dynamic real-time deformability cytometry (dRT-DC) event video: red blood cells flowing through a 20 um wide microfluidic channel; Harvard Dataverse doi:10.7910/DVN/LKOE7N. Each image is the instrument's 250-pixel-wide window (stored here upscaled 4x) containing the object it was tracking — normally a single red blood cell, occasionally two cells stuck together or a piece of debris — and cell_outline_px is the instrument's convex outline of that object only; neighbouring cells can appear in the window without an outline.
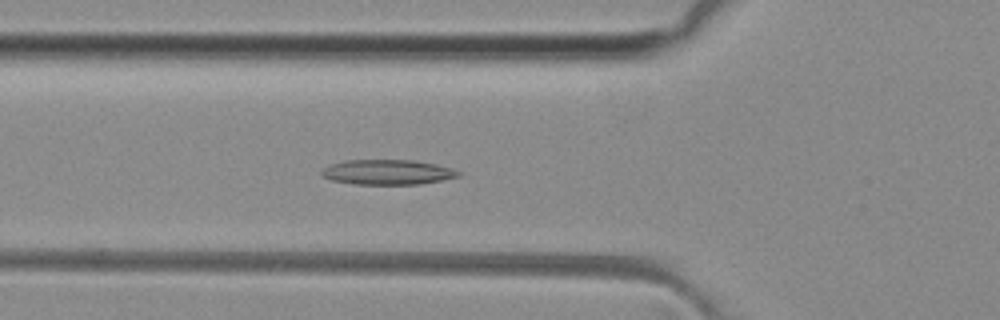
{"species": "common noctule bat (a hibernating species)", "species_latin": "Nyctalus noctula", "temperature_condition": "room temperature", "stored_images_in_passage": 50, "camera_frame_rate_fps": 3000, "um_per_image_px": 0.085, "animal": {"sex": "female", "body_mass_g": 29.2, "forearm_length_mm": 56.3}, "frame": {"image": 1, "passage_image": 17, "time_ms": 5.333, "image_size_px": [1000, 320], "cell_outline_px": [[464, 172], [460, 176], [420, 184], [352, 184], [332, 180], [324, 176], [320, 172], [320, 168], [344, 160], [412, 160], [436, 164], [452, 168]], "centroid_in_image_um": [32.95, 14.63], "position_along_channel_um": 92.9, "area_um2": 20.0}}
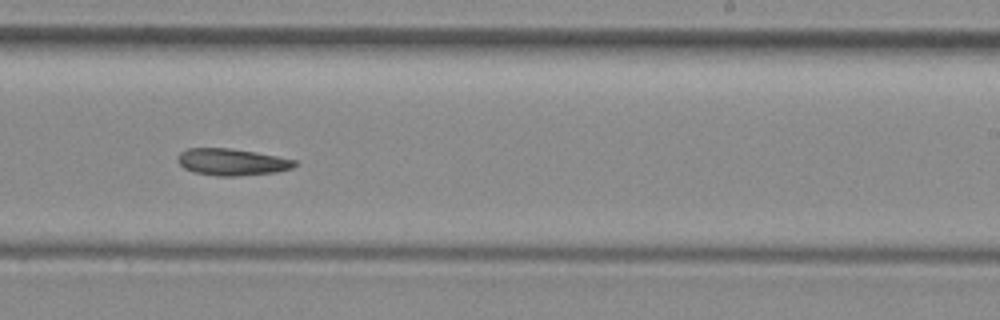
{"frame": {"image": 2, "passage_image": 30, "time_ms": 9.667, "image_size_px": [1000, 320], "cell_outline_px": [[296, 164], [292, 168], [276, 172], [236, 176], [216, 176], [192, 172], [184, 168], [176, 160], [176, 156], [180, 152], [188, 148], [228, 148], [256, 152], [296, 160]], "centroid_in_image_um": [19.66, 13.77], "position_along_channel_um": 269.3, "area_um2": 18.32}}
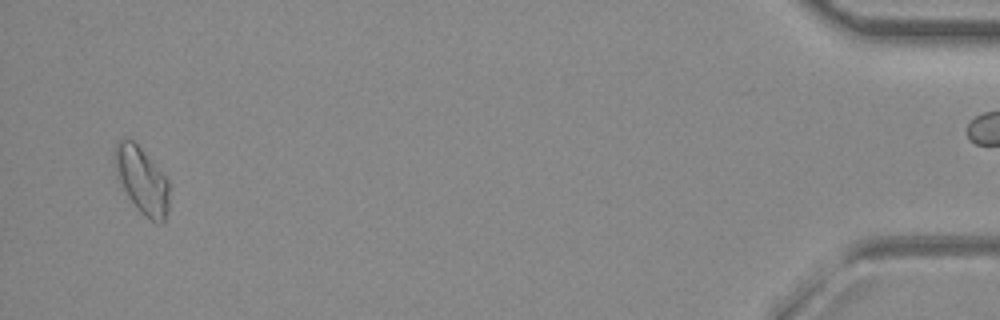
{"frame": {"image": 3, "passage_image": 48, "time_ms": 15.667, "image_size_px": [1000, 320], "cell_outline_px": [[168, 212], [164, 224], [160, 224], [144, 216], [136, 208], [128, 196], [116, 172], [112, 160], [112, 152], [116, 144], [120, 140], [132, 140], [140, 148], [168, 180]], "centroid_in_image_um": [12.04, 15.36], "position_along_channel_um": 423.2, "area_um2": 20.87}}